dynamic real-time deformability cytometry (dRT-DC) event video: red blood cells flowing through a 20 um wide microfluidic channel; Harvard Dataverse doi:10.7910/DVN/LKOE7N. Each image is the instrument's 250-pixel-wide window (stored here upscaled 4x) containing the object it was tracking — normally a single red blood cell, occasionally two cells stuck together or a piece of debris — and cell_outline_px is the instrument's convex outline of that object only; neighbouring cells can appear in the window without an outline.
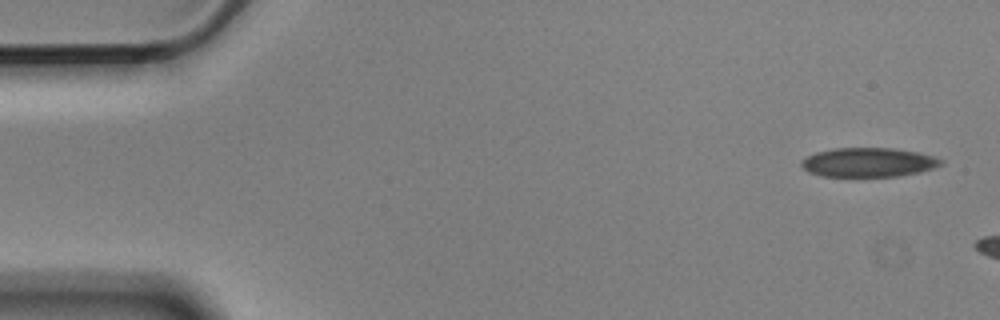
{"species": "Egyptian fruit bat (a non-hibernating species)", "species_latin": "Rousettus aegyptiacus", "temperature_condition": "cold", "stored_images_in_passage": 3, "camera_frame_rate_fps": 3000, "um_per_image_px": 0.085, "animal": {"sex": "male"}, "frame": {"image": 1, "passage_image": 1, "time_ms": 0.0, "image_size_px": [1000, 320], "cell_outline_px": [[944, 164], [920, 172], [896, 176], [856, 180], [820, 176], [808, 172], [800, 164], [800, 160], [816, 152], [832, 148], [892, 148], [916, 152], [932, 156], [944, 160]], "centroid_in_image_um": [73.75, 13.85], "position_along_channel_um": 11.3, "area_um2": 24.8}}